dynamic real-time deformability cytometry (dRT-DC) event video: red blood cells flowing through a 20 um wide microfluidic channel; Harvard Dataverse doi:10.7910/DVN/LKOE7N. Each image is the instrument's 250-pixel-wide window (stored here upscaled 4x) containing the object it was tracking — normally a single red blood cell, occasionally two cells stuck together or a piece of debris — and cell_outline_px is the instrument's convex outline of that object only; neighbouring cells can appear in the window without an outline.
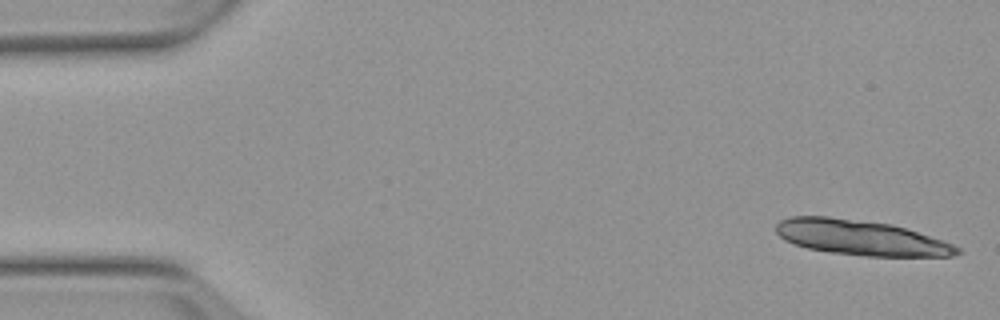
{"species": "Egyptian fruit bat (a non-hibernating species)", "species_latin": "Rousettus aegyptiacus", "temperature_condition": "warm", "stored_images_in_passage": 2, "camera_frame_rate_fps": 3000, "um_per_image_px": 0.085, "animal": {"sex": "female"}, "frame": {"image": 1, "passage_image": 2, "time_ms": 0.333, "image_size_px": [1000, 320], "cell_outline_px": [[960, 252], [956, 256], [868, 256], [832, 252], [808, 248], [784, 240], [776, 232], [776, 224], [780, 220], [792, 216], [828, 216], [892, 224], [944, 240], [960, 248]], "centroid_in_image_um": [73.18, 20.19], "position_along_channel_um": 11.8, "area_um2": 36.88}}